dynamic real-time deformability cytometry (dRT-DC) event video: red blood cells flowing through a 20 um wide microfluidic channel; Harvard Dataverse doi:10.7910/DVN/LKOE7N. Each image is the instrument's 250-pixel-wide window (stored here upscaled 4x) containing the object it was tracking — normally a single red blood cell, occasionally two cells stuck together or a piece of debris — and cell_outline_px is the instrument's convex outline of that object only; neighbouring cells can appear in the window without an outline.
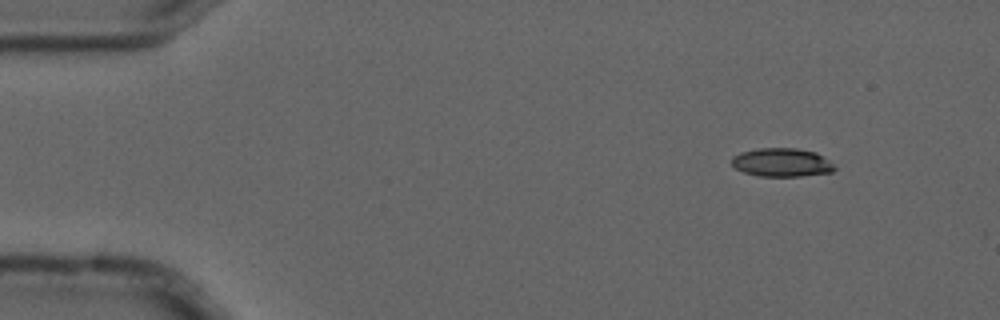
{"species": "common noctule bat (a hibernating species)", "species_latin": "Nyctalus noctula", "temperature_condition": "cold", "stored_images_in_passage": 4, "camera_frame_rate_fps": 3000, "um_per_image_px": 0.085, "animal": {"sex": "male", "forearm_length_mm": 52.5}, "frame": {"image": 1, "passage_image": 1, "time_ms": 0.0, "image_size_px": [1000, 320], "cell_outline_px": [[836, 168], [832, 172], [800, 176], [760, 176], [744, 172], [736, 168], [732, 164], [732, 156], [740, 152], [760, 148], [796, 148], [816, 152], [828, 160]], "centroid_in_image_um": [66.44, 13.8], "position_along_channel_um": 18.6, "area_um2": 16.99}}
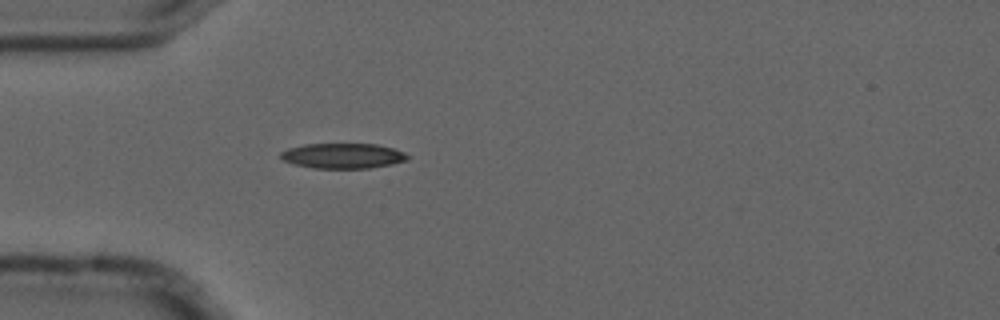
{"frame": {"image": 2, "passage_image": 4, "time_ms": 1.0, "image_size_px": [1000, 320], "cell_outline_px": [[408, 160], [392, 164], [368, 168], [312, 168], [292, 164], [284, 160], [280, 156], [280, 152], [288, 148], [304, 144], [376, 144], [392, 148], [404, 152], [408, 156]], "centroid_in_image_um": [29.12, 13.24], "position_along_channel_um": 55.9, "area_um2": 18.61}}